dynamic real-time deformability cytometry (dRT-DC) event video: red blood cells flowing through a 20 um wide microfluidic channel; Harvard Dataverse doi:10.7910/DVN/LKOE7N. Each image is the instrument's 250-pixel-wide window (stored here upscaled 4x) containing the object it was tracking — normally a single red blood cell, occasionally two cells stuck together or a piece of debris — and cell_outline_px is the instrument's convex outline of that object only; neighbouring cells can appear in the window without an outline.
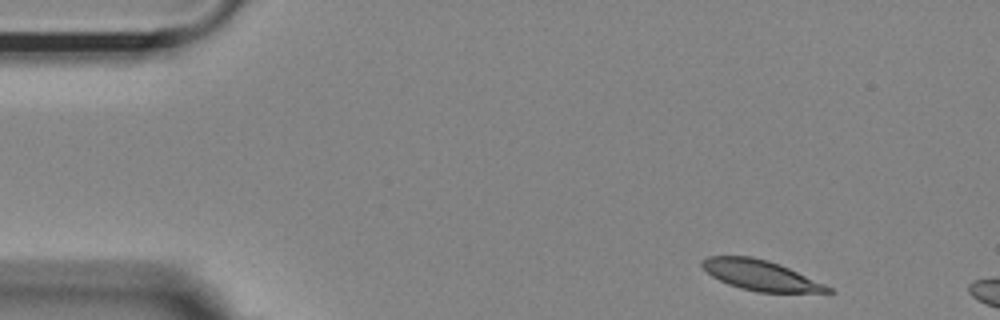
{"species": "Egyptian fruit bat (a non-hibernating species)", "species_latin": "Rousettus aegyptiacus", "temperature_condition": "room temperature", "stored_images_in_passage": 6, "camera_frame_rate_fps": 3000, "um_per_image_px": 0.085, "animal": {"sex": "female"}, "frame": {"image": 1, "passage_image": 1, "time_ms": 0.0, "image_size_px": [1000, 320], "cell_outline_px": [[836, 292], [756, 292], [740, 288], [728, 284], [712, 276], [700, 264], [700, 260], [708, 256], [752, 256], [768, 260], [780, 264], [824, 284], [832, 288]], "centroid_in_image_um": [64.62, 23.39], "position_along_channel_um": 20.4, "area_um2": 22.02}}